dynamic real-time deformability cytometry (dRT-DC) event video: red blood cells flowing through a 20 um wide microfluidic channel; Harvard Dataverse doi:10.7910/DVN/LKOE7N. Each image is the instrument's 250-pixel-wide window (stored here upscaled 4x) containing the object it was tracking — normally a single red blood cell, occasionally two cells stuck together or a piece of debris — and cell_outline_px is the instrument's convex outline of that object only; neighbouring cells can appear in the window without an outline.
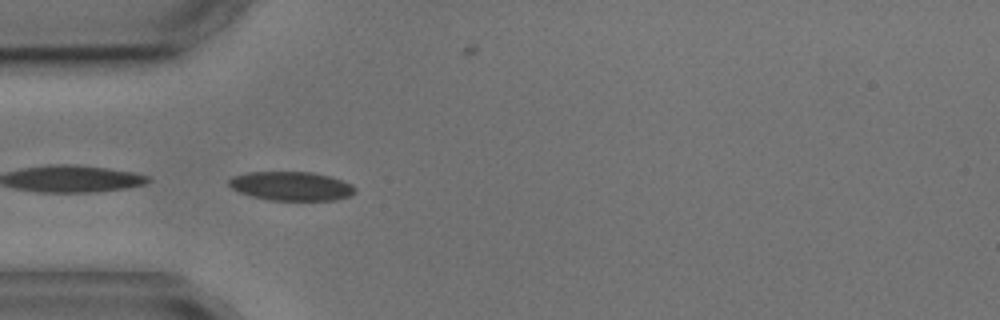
{"species": "common noctule bat (a hibernating species)", "species_latin": "Nyctalus noctula", "temperature_condition": "cold", "stored_images_in_passage": 6, "camera_frame_rate_fps": 3000, "um_per_image_px": 0.085, "animal": {"sex": "male", "body_mass_g": 17.9, "forearm_length_mm": 54.2}, "frame": {"image": 1, "passage_image": 3, "time_ms": 2.333, "image_size_px": [1000, 320], "cell_outline_px": [[356, 192], [348, 196], [332, 200], [268, 200], [252, 196], [240, 192], [232, 188], [228, 184], [228, 180], [232, 176], [248, 172], [312, 172], [328, 176], [352, 184], [356, 188]], "centroid_in_image_um": [24.74, 15.81], "position_along_channel_um": 60.3, "area_um2": 21.15}}